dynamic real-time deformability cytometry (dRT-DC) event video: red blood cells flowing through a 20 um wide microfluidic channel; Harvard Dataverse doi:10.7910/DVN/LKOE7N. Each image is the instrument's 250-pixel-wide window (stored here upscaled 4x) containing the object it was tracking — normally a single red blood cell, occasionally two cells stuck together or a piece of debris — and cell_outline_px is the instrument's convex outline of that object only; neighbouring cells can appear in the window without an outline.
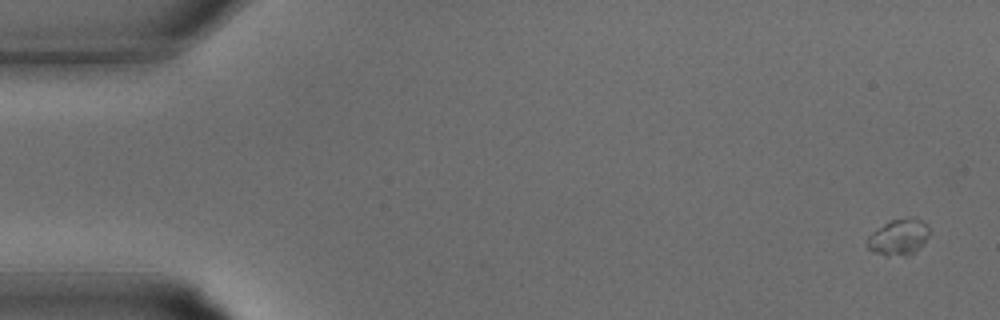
{"species": "common noctule bat (a hibernating species)", "species_latin": "Nyctalus noctula", "temperature_condition": "warm", "stored_images_in_passage": 9, "camera_frame_rate_fps": 3000, "um_per_image_px": 0.085, "animal": {"sex": "male", "body_mass_g": 15.6}, "frame": {"image": 1, "passage_image": 1, "time_ms": 0.0, "image_size_px": [1000, 320], "cell_outline_px": [[928, 236], [912, 252], [904, 256], [884, 256], [872, 252], [868, 248], [868, 236], [872, 232], [884, 224], [892, 220], [908, 216], [916, 216], [928, 228]], "centroid_in_image_um": [76.34, 20.14], "position_along_channel_um": 8.7, "area_um2": 12.83}}